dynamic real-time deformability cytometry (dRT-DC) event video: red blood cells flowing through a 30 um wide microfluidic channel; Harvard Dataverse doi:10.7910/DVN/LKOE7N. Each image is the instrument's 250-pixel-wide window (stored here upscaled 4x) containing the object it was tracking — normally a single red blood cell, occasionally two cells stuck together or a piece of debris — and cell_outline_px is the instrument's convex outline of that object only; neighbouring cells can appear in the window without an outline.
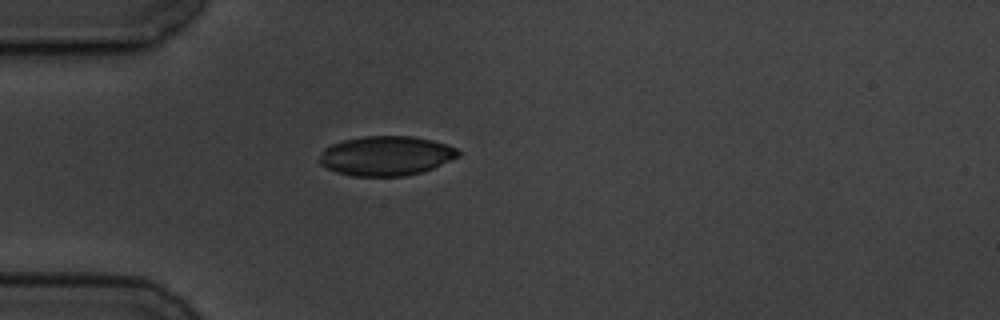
{"species": "common noctule bat (a hibernating species)", "species_latin": "Nyctalus noctula", "temperature_condition": "cold", "stored_images_in_passage": 6, "camera_frame_rate_fps": 3000, "um_per_image_px": 0.085, "animal": {"sex": "male", "body_mass_g": 19.5, "forearm_length_mm": 54.6}, "frame": {"image": 1, "passage_image": 6, "time_ms": 6.667, "image_size_px": [1000, 320], "cell_outline_px": [[460, 156], [432, 168], [420, 172], [404, 176], [352, 176], [336, 172], [320, 164], [320, 156], [324, 148], [332, 144], [344, 140], [364, 136], [412, 136], [432, 140], [448, 144], [456, 148], [460, 152]], "centroid_in_image_um": [32.82, 13.24], "position_along_channel_um": 52.2, "area_um2": 31.91}}